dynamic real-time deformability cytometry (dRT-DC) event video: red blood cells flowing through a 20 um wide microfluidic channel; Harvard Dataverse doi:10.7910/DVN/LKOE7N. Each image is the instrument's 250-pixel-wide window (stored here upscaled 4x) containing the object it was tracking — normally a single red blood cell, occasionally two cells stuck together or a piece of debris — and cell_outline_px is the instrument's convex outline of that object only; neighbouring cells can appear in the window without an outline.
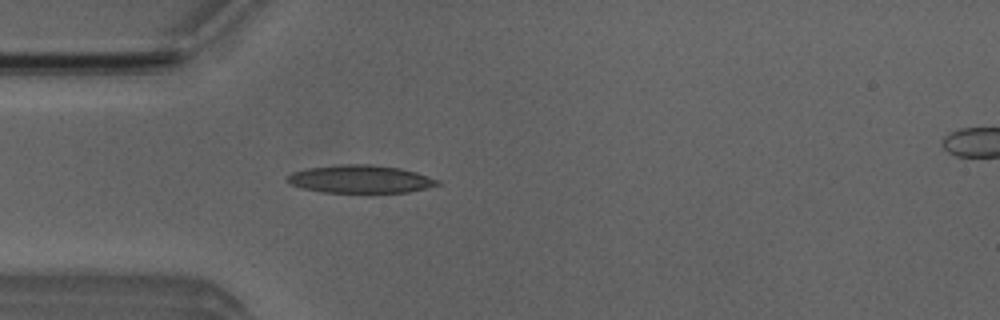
{"species": "Egyptian fruit bat (a non-hibernating species)", "species_latin": "Rousettus aegyptiacus", "temperature_condition": "room temperature", "stored_images_in_passage": 5, "camera_frame_rate_fps": 3000, "um_per_image_px": 0.085, "animal": {"sex": "male"}, "frame": {"image": 1, "passage_image": 4, "time_ms": 1.0, "image_size_px": [1000, 320], "cell_outline_px": [[440, 184], [408, 192], [372, 196], [320, 192], [300, 188], [284, 180], [292, 172], [308, 168], [336, 164], [372, 164], [400, 168], [416, 172], [440, 180]], "centroid_in_image_um": [30.62, 15.27], "position_along_channel_um": 54.4, "area_um2": 25.72}}